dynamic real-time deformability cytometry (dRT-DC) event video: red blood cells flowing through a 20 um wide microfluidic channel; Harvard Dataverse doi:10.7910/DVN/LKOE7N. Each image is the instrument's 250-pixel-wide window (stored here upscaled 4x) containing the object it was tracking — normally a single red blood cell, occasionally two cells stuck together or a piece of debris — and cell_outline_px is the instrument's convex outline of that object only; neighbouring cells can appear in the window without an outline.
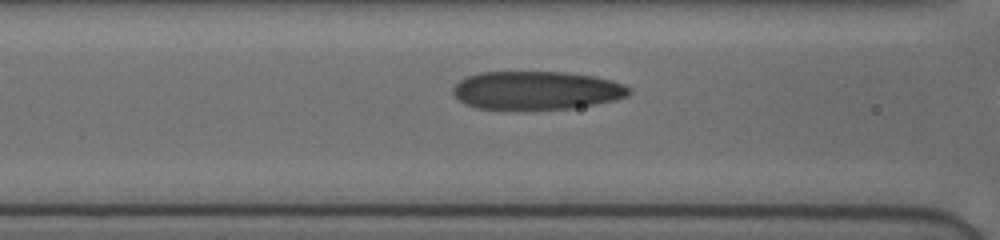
{"species": "human", "species_latin": "Homo sapiens", "temperature_condition": "cold", "stored_images_in_passage": 18, "camera_frame_rate_fps": 3000, "um_per_image_px": 0.085, "donor": {"sex": "female"}, "frame": {"image": 1, "passage_image": 16, "time_ms": 5.0, "image_size_px": [1000, 240], "cell_outline_px": [[632, 92], [628, 96], [616, 100], [572, 108], [476, 108], [464, 104], [452, 92], [452, 88], [460, 80], [468, 76], [480, 72], [568, 72], [592, 76], [612, 80], [624, 84], [632, 88]], "centroid_in_image_um": [45.64, 7.66], "position_along_channel_um": 121.0, "area_um2": 39.13}}